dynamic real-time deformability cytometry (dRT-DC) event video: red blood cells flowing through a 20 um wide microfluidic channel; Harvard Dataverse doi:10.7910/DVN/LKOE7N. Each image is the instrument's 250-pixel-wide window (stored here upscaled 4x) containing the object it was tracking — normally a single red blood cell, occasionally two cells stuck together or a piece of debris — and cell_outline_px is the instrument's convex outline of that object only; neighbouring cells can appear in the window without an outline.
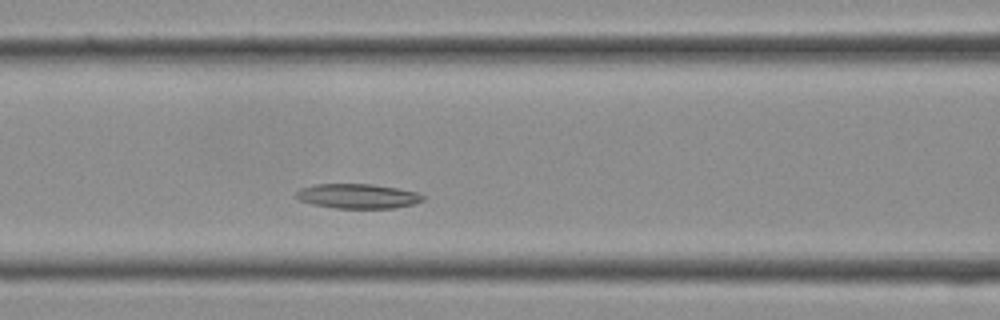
{"species": "Egyptian fruit bat (a non-hibernating species)", "species_latin": "Rousettus aegyptiacus", "temperature_condition": "cold", "stored_images_in_passage": 14, "camera_frame_rate_fps": 3000, "um_per_image_px": 0.085, "frame": {"image": 1, "passage_image": 8, "time_ms": 2.333, "image_size_px": [1000, 320], "cell_outline_px": [[424, 200], [412, 204], [392, 208], [336, 208], [312, 204], [296, 200], [296, 192], [300, 188], [316, 184], [372, 184], [396, 188], [416, 192], [424, 196]], "centroid_in_image_um": [30.36, 16.67], "position_along_channel_um": 136.2, "area_um2": 18.15}}
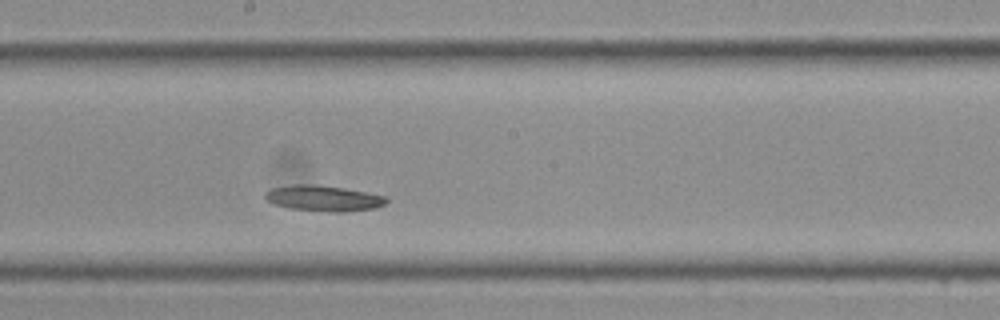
{"frame": {"image": 2, "passage_image": 12, "time_ms": 3.667, "image_size_px": [1000, 320], "cell_outline_px": [[388, 200], [384, 204], [376, 208], [344, 212], [328, 212], [292, 208], [276, 204], [268, 200], [264, 196], [272, 188], [296, 184], [308, 184], [344, 188], [388, 196]], "centroid_in_image_um": [27.57, 16.86], "position_along_channel_um": 220.6, "area_um2": 17.92}}
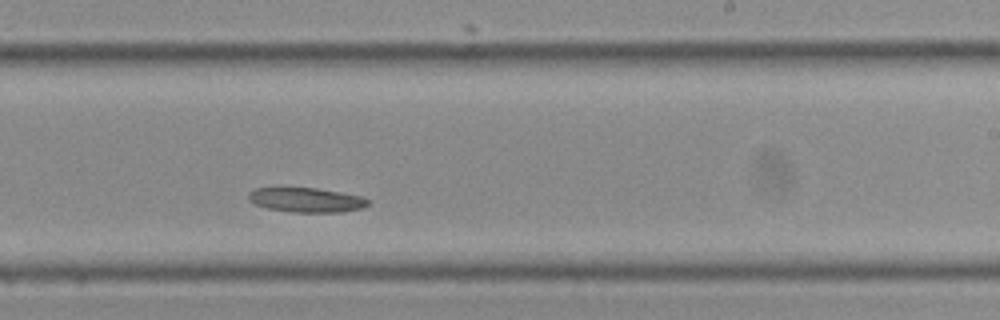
{"frame": {"image": 3, "passage_image": 14, "time_ms": 4.333, "image_size_px": [1000, 320], "cell_outline_px": [[368, 204], [364, 208], [340, 212], [292, 212], [268, 208], [256, 204], [248, 200], [248, 192], [256, 188], [280, 184], [316, 188], [360, 196], [368, 200]], "centroid_in_image_um": [25.93, 16.94], "position_along_channel_um": 263.1, "area_um2": 17.74}}